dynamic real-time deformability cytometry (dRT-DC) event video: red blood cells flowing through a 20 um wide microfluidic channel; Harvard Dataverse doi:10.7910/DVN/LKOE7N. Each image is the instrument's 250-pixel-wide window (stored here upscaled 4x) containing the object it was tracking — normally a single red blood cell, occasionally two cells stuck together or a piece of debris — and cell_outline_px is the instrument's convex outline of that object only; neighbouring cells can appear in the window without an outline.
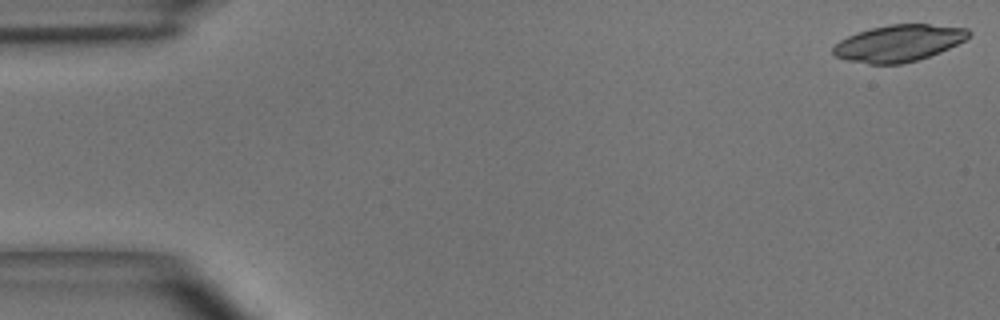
{"species": "common noctule bat (a hibernating species)", "species_latin": "Nyctalus noctula", "temperature_condition": "room temperature", "stored_images_in_passage": 49, "camera_frame_rate_fps": 3000, "um_per_image_px": 0.085, "animal": {"sex": "male", "body_mass_g": 15.6}, "frame": {"image": 1, "passage_image": 1, "time_ms": 0.0, "image_size_px": [1000, 320], "cell_outline_px": [[972, 36], [940, 52], [916, 60], [900, 64], [868, 64], [848, 60], [836, 56], [832, 52], [832, 48], [840, 40], [856, 32], [872, 28], [892, 24], [928, 24], [968, 28], [972, 32]], "centroid_in_image_um": [76.4, 3.66], "position_along_channel_um": 8.6, "area_um2": 28.84}}
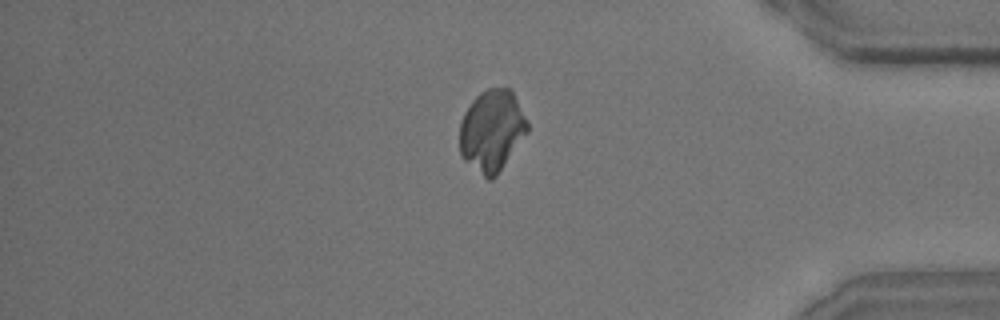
{"frame": {"image": 2, "passage_image": 42, "time_ms": 13.667, "image_size_px": [1000, 320], "cell_outline_px": [[528, 132], [496, 176], [492, 180], [488, 180], [464, 160], [460, 156], [460, 120], [464, 112], [472, 100], [480, 92], [488, 88], [512, 88], [528, 120]], "centroid_in_image_um": [41.82, 11.08], "position_along_channel_um": 393.4, "area_um2": 32.48}}
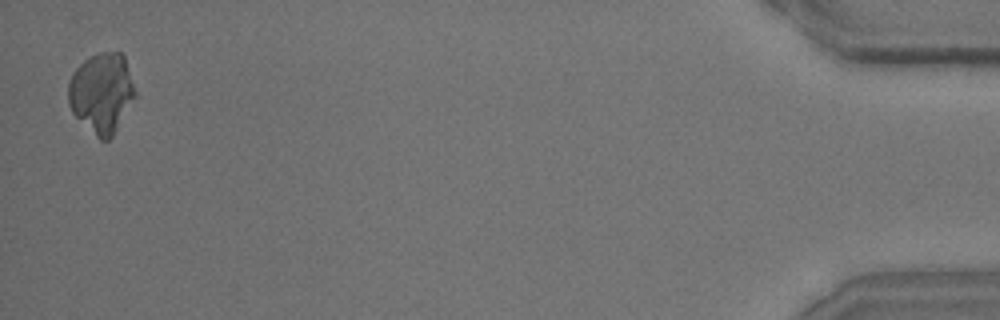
{"frame": {"image": 3, "passage_image": 49, "time_ms": 16.0, "image_size_px": [1000, 320], "cell_outline_px": [[136, 96], [112, 136], [108, 140], [100, 140], [72, 112], [68, 104], [68, 84], [72, 72], [84, 60], [100, 52], [120, 52], [124, 56], [136, 92]], "centroid_in_image_um": [8.63, 7.88], "position_along_channel_um": 426.6, "area_um2": 30.87}}